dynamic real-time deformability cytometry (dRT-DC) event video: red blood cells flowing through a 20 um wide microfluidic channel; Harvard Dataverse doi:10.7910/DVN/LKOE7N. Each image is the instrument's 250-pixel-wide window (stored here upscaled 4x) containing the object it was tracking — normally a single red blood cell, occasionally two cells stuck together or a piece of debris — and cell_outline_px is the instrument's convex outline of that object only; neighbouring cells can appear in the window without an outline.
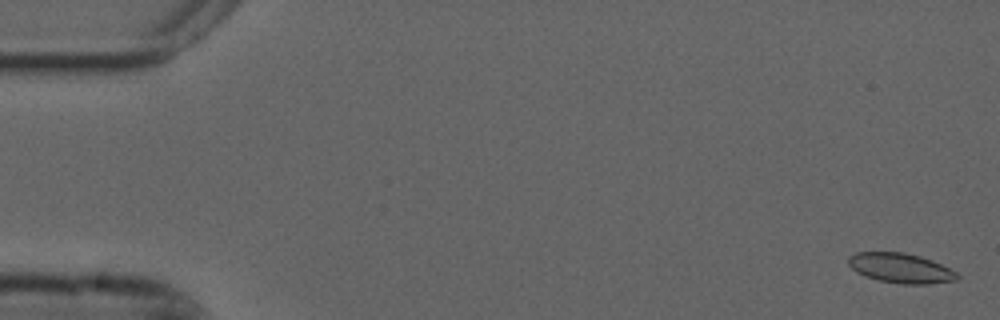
{"species": "common noctule bat (a hibernating species)", "species_latin": "Nyctalus noctula", "temperature_condition": "cold", "stored_images_in_passage": 55, "camera_frame_rate_fps": 3000, "um_per_image_px": 0.085, "animal": {"sex": "male", "forearm_length_mm": 52.5}, "frame": {"image": 1, "passage_image": 2, "time_ms": 0.333, "image_size_px": [1000, 320], "cell_outline_px": [[960, 276], [956, 280], [928, 284], [904, 284], [880, 280], [864, 276], [856, 272], [848, 264], [848, 256], [856, 252], [904, 252], [920, 256], [932, 260], [956, 272]], "centroid_in_image_um": [76.53, 22.78], "position_along_channel_um": 8.5, "area_um2": 18.84}}
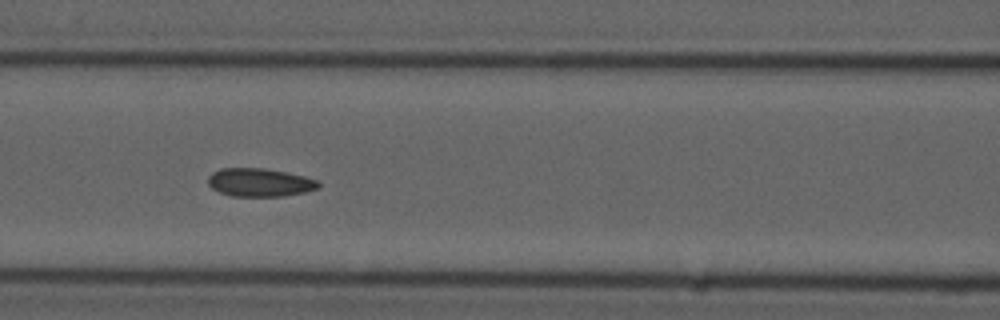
{"frame": {"image": 2, "passage_image": 24, "time_ms": 7.667, "image_size_px": [1000, 320], "cell_outline_px": [[320, 188], [304, 192], [284, 196], [232, 196], [220, 192], [212, 188], [208, 184], [208, 176], [212, 172], [220, 168], [264, 168], [304, 176], [316, 180], [320, 184]], "centroid_in_image_um": [22.06, 15.5], "position_along_channel_um": 144.5, "area_um2": 18.15}}
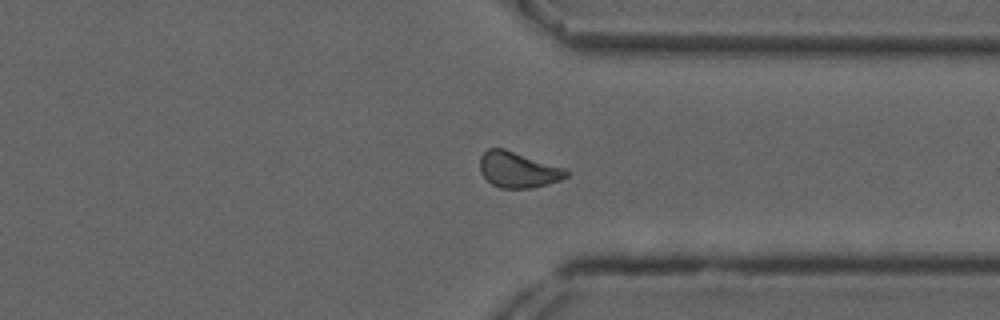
{"frame": {"image": 3, "passage_image": 42, "time_ms": 13.667, "image_size_px": [1000, 320], "cell_outline_px": [[572, 172], [568, 176], [560, 180], [532, 188], [500, 188], [492, 184], [480, 172], [480, 156], [488, 148], [504, 148], [568, 168]], "centroid_in_image_um": [44.09, 14.41], "position_along_channel_um": 367.3, "area_um2": 18.32}, "authors_computed_cell_mechanics": {"area_um2": 18.2648, "velocity_mm_per_s": 3.7298, "shape_relaxation_time_tau1_ms": null, "shape_relaxation_time_tau2_ms": 2.7281, "deformation_change_tau1": null, "deformation_change_tau2": 0.073}}